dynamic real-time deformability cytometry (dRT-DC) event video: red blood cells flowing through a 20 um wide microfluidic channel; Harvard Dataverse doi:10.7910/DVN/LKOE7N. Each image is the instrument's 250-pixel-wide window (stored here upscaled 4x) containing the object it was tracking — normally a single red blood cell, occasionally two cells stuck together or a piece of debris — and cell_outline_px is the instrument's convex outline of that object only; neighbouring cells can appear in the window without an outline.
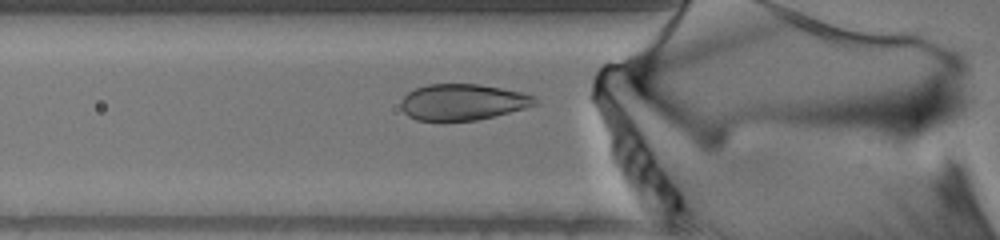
{"species": "human", "species_latin": "Homo sapiens", "temperature_condition": "warm", "stored_images_in_passage": 54, "camera_frame_rate_fps": 3000, "um_per_image_px": 0.085, "donor": {"sex": "male"}, "frame": {"image": 1, "passage_image": 17, "time_ms": 5.333, "image_size_px": [1000, 240], "cell_outline_px": [[540, 104], [476, 120], [444, 124], [416, 120], [408, 116], [400, 108], [400, 100], [408, 92], [416, 88], [428, 84], [480, 84], [524, 92], [532, 96]], "centroid_in_image_um": [39.27, 8.71], "position_along_channel_um": 86.5, "area_um2": 29.02}}
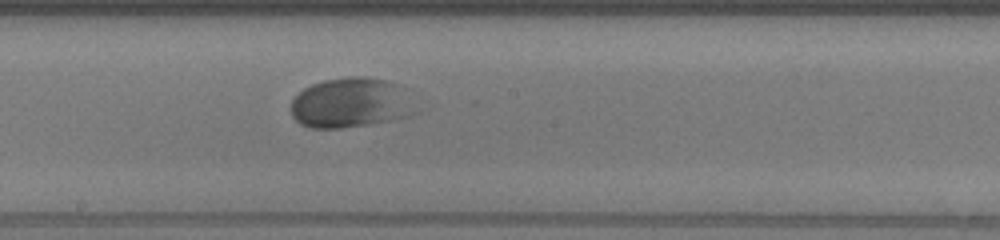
{"frame": {"image": 2, "passage_image": 28, "time_ms": 9.0, "image_size_px": [1000, 240], "cell_outline_px": [[420, 112], [412, 116], [392, 120], [368, 124], [340, 128], [308, 128], [300, 124], [292, 116], [292, 100], [304, 88], [312, 84], [324, 80], [352, 76], [364, 76], [384, 80], [396, 84]], "centroid_in_image_um": [29.81, 8.76], "position_along_channel_um": 218.4, "area_um2": 36.13}}
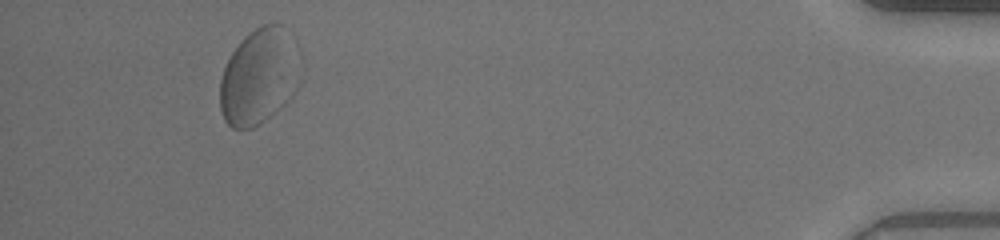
{"frame": {"image": 3, "passage_image": 50, "time_ms": 16.333, "image_size_px": [1000, 240], "cell_outline_px": [[296, 92], [276, 112], [260, 124], [252, 128], [232, 128], [224, 120], [220, 108], [220, 80], [224, 68], [232, 52], [240, 40], [244, 36], [256, 28], [264, 24], [280, 24], [284, 28], [296, 88]], "centroid_in_image_um": [21.84, 6.62], "position_along_channel_um": 413.4, "area_um2": 42.43}}